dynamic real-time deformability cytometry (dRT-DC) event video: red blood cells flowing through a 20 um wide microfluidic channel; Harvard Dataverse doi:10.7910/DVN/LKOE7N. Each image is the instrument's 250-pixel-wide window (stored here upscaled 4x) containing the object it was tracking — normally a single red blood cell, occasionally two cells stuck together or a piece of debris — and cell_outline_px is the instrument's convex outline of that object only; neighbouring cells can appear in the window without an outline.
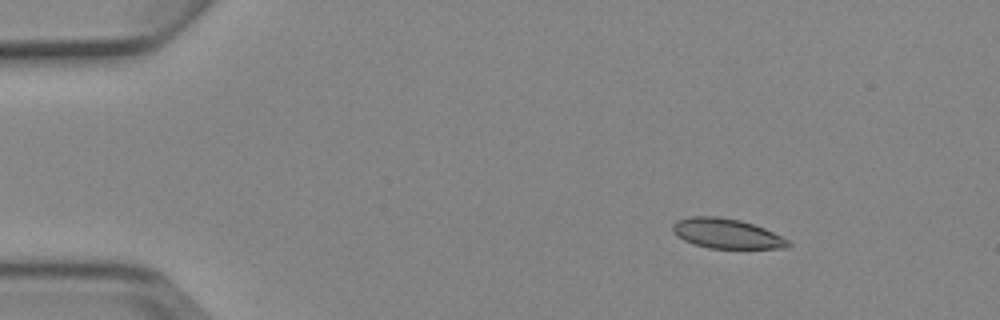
{"species": "Egyptian fruit bat (a non-hibernating species)", "species_latin": "Rousettus aegyptiacus", "temperature_condition": "cold", "stored_images_in_passage": 5, "camera_frame_rate_fps": 3000, "um_per_image_px": 0.085, "animal": {"sex": "female"}, "frame": {"image": 1, "passage_image": 1, "time_ms": 0.0, "image_size_px": [1000, 320], "cell_outline_px": [[792, 244], [788, 248], [708, 248], [684, 240], [672, 232], [672, 224], [676, 220], [688, 216], [716, 216], [740, 220], [764, 228], [788, 240]], "centroid_in_image_um": [61.73, 19.84], "position_along_channel_um": 23.3, "area_um2": 20.0}}
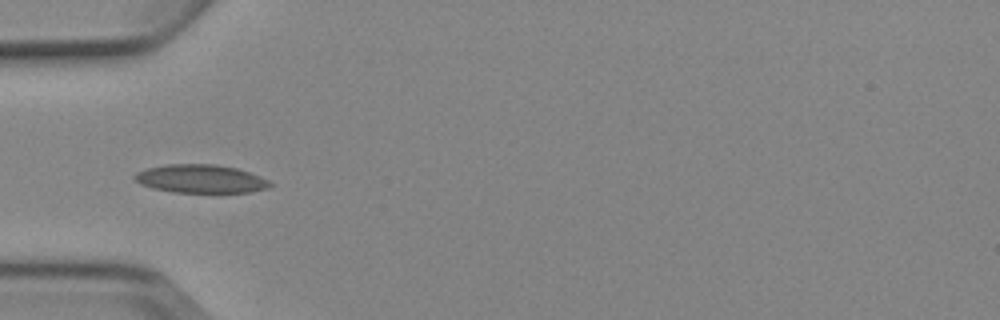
{"frame": {"image": 2, "passage_image": 4, "time_ms": 3.333, "image_size_px": [1000, 320], "cell_outline_px": [[272, 184], [268, 188], [252, 192], [172, 192], [152, 188], [140, 184], [132, 176], [136, 172], [148, 168], [164, 164], [216, 164], [236, 168], [260, 176], [268, 180]], "centroid_in_image_um": [17.04, 15.19], "position_along_channel_um": 68.0, "area_um2": 22.37}}
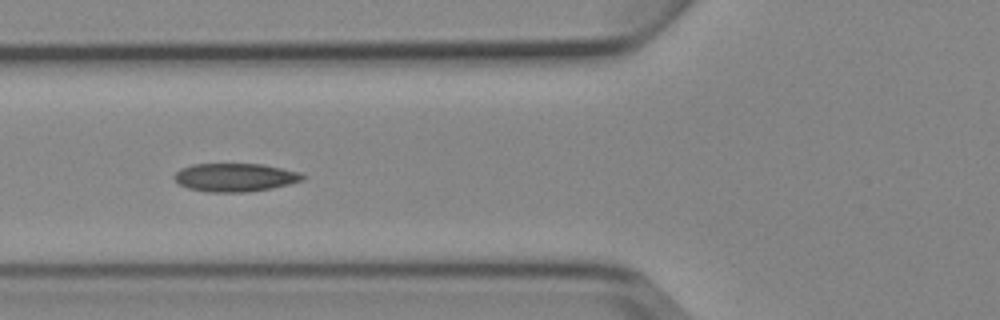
{"frame": {"image": 3, "passage_image": 5, "time_ms": 4.333, "image_size_px": [1000, 320], "cell_outline_px": [[304, 180], [272, 188], [248, 192], [208, 192], [188, 188], [180, 184], [172, 176], [180, 168], [192, 164], [264, 164], [300, 172], [304, 176]], "centroid_in_image_um": [19.97, 15.07], "position_along_channel_um": 105.8, "area_um2": 21.21}}